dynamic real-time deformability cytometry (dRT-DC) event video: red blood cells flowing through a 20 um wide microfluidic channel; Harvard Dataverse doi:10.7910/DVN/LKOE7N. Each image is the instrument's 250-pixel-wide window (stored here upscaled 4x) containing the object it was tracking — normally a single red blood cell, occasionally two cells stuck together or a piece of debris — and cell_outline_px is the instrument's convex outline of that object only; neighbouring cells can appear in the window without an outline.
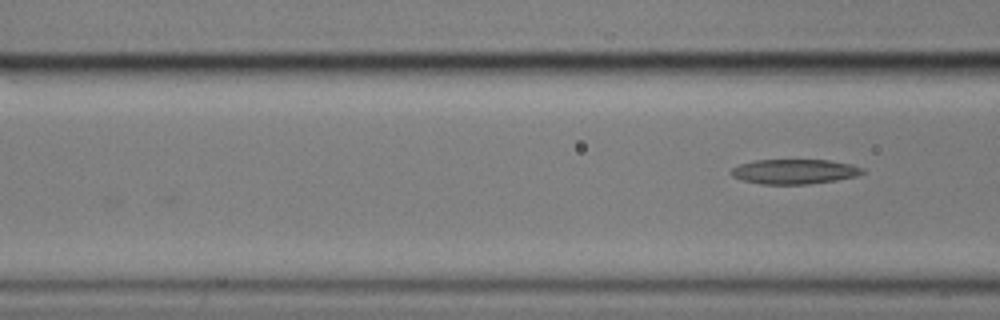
{"species": "common noctule bat (a hibernating species)", "species_latin": "Nyctalus noctula", "temperature_condition": "cold", "stored_images_in_passage": 5, "camera_frame_rate_fps": 3000, "um_per_image_px": 0.085, "animal": {"sex": "male", "body_mass_g": 17.9}, "frame": {"image": 1, "passage_image": 5, "time_ms": 1.333, "image_size_px": [1000, 320], "cell_outline_px": [[868, 172], [856, 176], [836, 180], [808, 184], [760, 184], [744, 180], [732, 176], [728, 172], [732, 168], [740, 164], [756, 160], [828, 160], [852, 164], [864, 168]], "centroid_in_image_um": [67.56, 14.58], "position_along_channel_um": 99.0, "area_um2": 19.07}}